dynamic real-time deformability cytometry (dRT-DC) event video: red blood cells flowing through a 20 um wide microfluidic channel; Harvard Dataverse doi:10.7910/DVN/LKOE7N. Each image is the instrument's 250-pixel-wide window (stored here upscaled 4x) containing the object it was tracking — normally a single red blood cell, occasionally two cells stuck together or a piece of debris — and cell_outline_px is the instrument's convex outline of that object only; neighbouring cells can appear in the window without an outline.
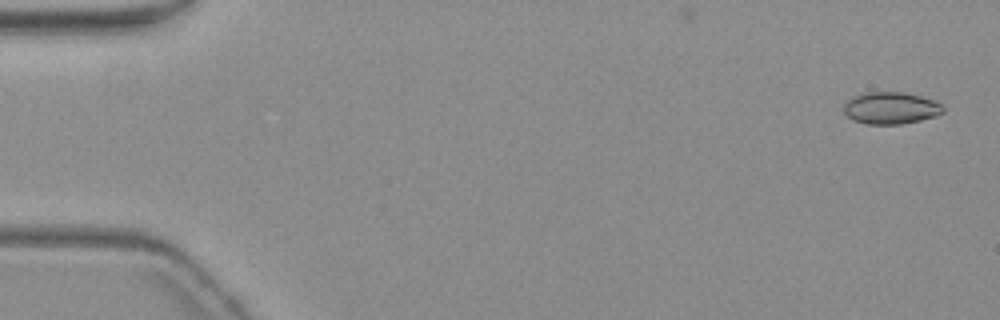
{"species": "common noctule bat (a hibernating species)", "species_latin": "Nyctalus noctula", "temperature_condition": "warm", "stored_images_in_passage": 6, "camera_frame_rate_fps": 3000, "um_per_image_px": 0.085, "animal": {"sex": "female", "body_mass_g": 19.3, "forearm_length_mm": 54.1}, "frame": {"image": 1, "passage_image": 1, "time_ms": 0.0, "image_size_px": [1000, 320], "cell_outline_px": [[944, 112], [936, 116], [920, 120], [900, 124], [864, 124], [852, 120], [844, 112], [844, 104], [852, 96], [864, 92], [904, 92], [936, 100], [944, 108]], "centroid_in_image_um": [75.71, 9.18], "position_along_channel_um": 9.3, "area_um2": 18.67}}
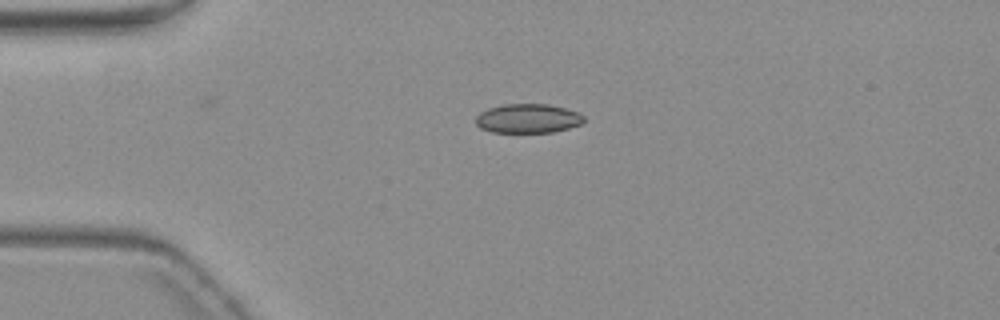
{"frame": {"image": 2, "passage_image": 4, "time_ms": 4.0, "image_size_px": [1000, 320], "cell_outline_px": [[584, 120], [580, 124], [568, 128], [552, 132], [492, 132], [480, 128], [476, 124], [476, 116], [480, 112], [488, 108], [504, 104], [548, 104], [580, 112], [584, 116]], "centroid_in_image_um": [44.86, 10.06], "position_along_channel_um": 40.1, "area_um2": 18.38}}
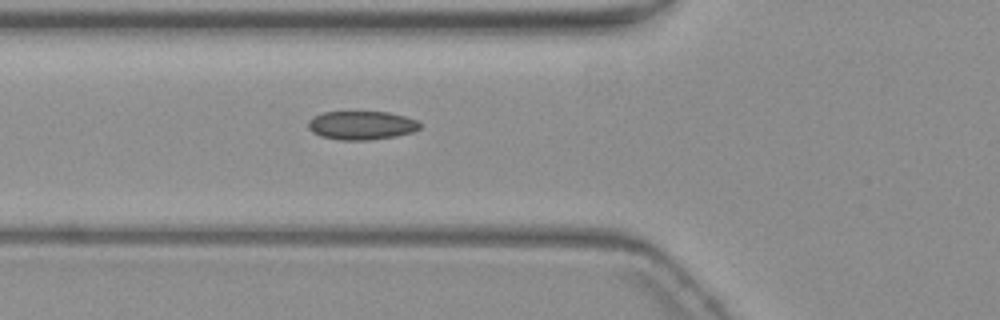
{"frame": {"image": 3, "passage_image": 6, "time_ms": 6.333, "image_size_px": [1000, 320], "cell_outline_px": [[420, 128], [412, 132], [396, 136], [368, 140], [340, 140], [320, 136], [312, 132], [308, 128], [308, 120], [312, 116], [324, 112], [388, 112], [404, 116], [416, 120], [420, 124]], "centroid_in_image_um": [30.69, 10.65], "position_along_channel_um": 95.1, "area_um2": 18.67}}